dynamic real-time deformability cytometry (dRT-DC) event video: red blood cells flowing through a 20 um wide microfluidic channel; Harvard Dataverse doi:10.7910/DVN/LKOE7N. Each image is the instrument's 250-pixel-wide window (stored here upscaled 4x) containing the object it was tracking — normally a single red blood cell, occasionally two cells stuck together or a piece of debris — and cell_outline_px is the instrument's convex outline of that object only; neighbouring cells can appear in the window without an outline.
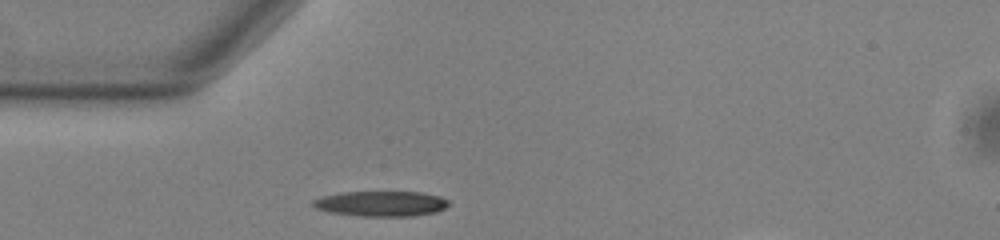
{"species": "common noctule bat (a hibernating species)", "species_latin": "Nyctalus noctula", "temperature_condition": "warm", "stored_images_in_passage": 35, "camera_frame_rate_fps": 3000, "um_per_image_px": 0.085, "animal": {"sex": "male", "body_mass_g": 13.0, "forearm_length_mm": 53.1}, "frame": {"image": 1, "passage_image": 1, "time_ms": 0.0, "image_size_px": [1000, 240], "cell_outline_px": [[452, 204], [436, 212], [416, 216], [360, 216], [332, 212], [316, 208], [312, 204], [312, 200], [320, 196], [340, 192], [420, 192], [440, 196], [448, 200]], "centroid_in_image_um": [32.42, 17.3], "position_along_channel_um": 52.6, "area_um2": 20.11}}
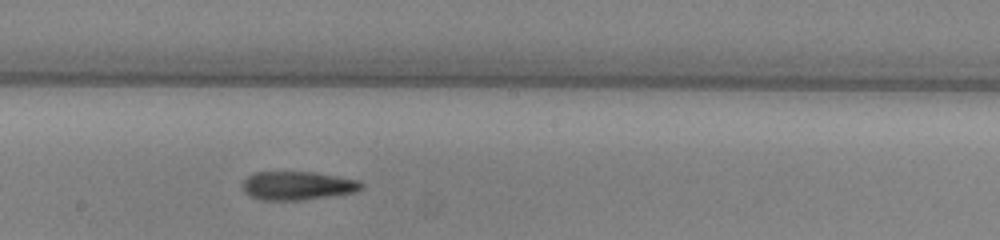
{"frame": {"image": 2, "passage_image": 15, "time_ms": 4.667, "image_size_px": [1000, 240], "cell_outline_px": [[364, 188], [356, 192], [300, 200], [260, 200], [248, 196], [244, 192], [244, 180], [248, 176], [256, 172], [312, 172], [360, 180], [364, 184]], "centroid_in_image_um": [25.31, 15.78], "position_along_channel_um": 222.9, "area_um2": 19.77}}
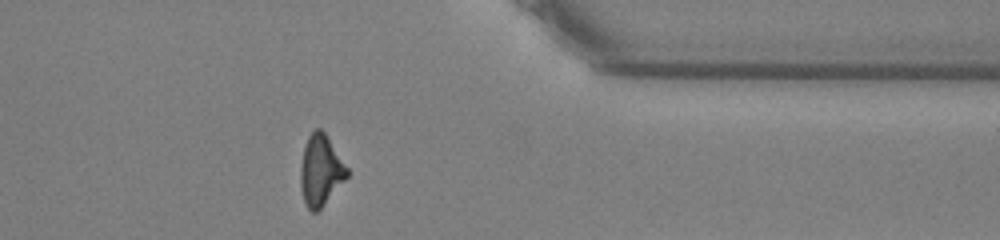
{"frame": {"image": 3, "passage_image": 29, "time_ms": 9.333, "image_size_px": [1000, 240], "cell_outline_px": [[348, 176], [320, 208], [316, 212], [312, 212], [304, 204], [300, 188], [300, 168], [304, 148], [308, 136], [316, 128], [320, 128], [324, 132], [348, 168]], "centroid_in_image_um": [27.23, 14.49], "position_along_channel_um": 384.2, "area_um2": 18.96}, "authors_computed_cell_mechanics": {"area_um2": 19.5942, "velocity_mm_per_s": 3.8116, "shape_relaxation_time_tau1_ms": 6.8127, "shape_relaxation_time_tau2_ms": null, "deformation_change_tau1": 0.2061, "deformation_change_tau2": null}}